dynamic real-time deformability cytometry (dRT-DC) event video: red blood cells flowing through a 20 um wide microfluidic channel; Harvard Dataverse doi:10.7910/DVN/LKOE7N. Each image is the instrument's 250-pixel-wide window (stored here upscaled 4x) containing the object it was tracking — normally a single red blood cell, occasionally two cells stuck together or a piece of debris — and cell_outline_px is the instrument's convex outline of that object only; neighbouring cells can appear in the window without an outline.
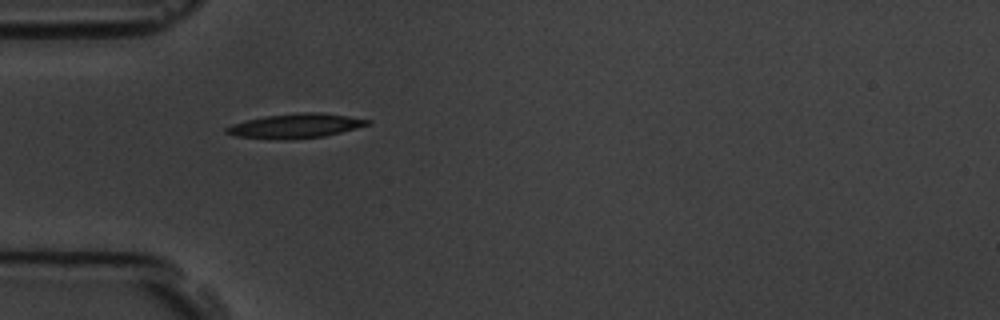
{"species": "common noctule bat (a hibernating species)", "species_latin": "Nyctalus noctula", "temperature_condition": "room temperature", "stored_images_in_passage": 1, "camera_frame_rate_fps": 3000, "um_per_image_px": 0.085, "animal": {"sex": "male", "body_mass_g": 19.5, "forearm_length_mm": 54.6}, "frame": {"image": 1, "passage_image": 1, "time_ms": 0.0, "image_size_px": [1000, 320], "cell_outline_px": [[372, 124], [324, 136], [288, 140], [284, 140], [236, 136], [224, 132], [224, 128], [232, 124], [244, 120], [264, 116], [296, 112], [320, 112], [348, 116], [372, 120]], "centroid_in_image_um": [25.11, 10.69], "position_along_channel_um": 59.9, "area_um2": 20.29}}